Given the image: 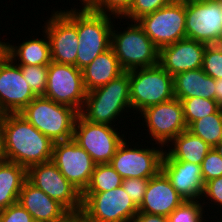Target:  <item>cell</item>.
<instances>
[{
    "instance_id": "9",
    "label": "cell",
    "mask_w": 222,
    "mask_h": 222,
    "mask_svg": "<svg viewBox=\"0 0 222 222\" xmlns=\"http://www.w3.org/2000/svg\"><path fill=\"white\" fill-rule=\"evenodd\" d=\"M106 124H95L78 115L72 139L81 146L96 164L110 163L118 146L126 138L119 129ZM125 136V137H124Z\"/></svg>"
},
{
    "instance_id": "28",
    "label": "cell",
    "mask_w": 222,
    "mask_h": 222,
    "mask_svg": "<svg viewBox=\"0 0 222 222\" xmlns=\"http://www.w3.org/2000/svg\"><path fill=\"white\" fill-rule=\"evenodd\" d=\"M123 178L109 164H96L84 192H106L122 185Z\"/></svg>"
},
{
    "instance_id": "24",
    "label": "cell",
    "mask_w": 222,
    "mask_h": 222,
    "mask_svg": "<svg viewBox=\"0 0 222 222\" xmlns=\"http://www.w3.org/2000/svg\"><path fill=\"white\" fill-rule=\"evenodd\" d=\"M173 84L174 96L179 100L192 97L215 100V79L202 68L176 74L173 76Z\"/></svg>"
},
{
    "instance_id": "10",
    "label": "cell",
    "mask_w": 222,
    "mask_h": 222,
    "mask_svg": "<svg viewBox=\"0 0 222 222\" xmlns=\"http://www.w3.org/2000/svg\"><path fill=\"white\" fill-rule=\"evenodd\" d=\"M127 139L118 146L110 165L123 178H146L156 176L161 171L165 148L161 145L157 148H141L138 144L132 148ZM137 146V147H136ZM139 146V147H138Z\"/></svg>"
},
{
    "instance_id": "20",
    "label": "cell",
    "mask_w": 222,
    "mask_h": 222,
    "mask_svg": "<svg viewBox=\"0 0 222 222\" xmlns=\"http://www.w3.org/2000/svg\"><path fill=\"white\" fill-rule=\"evenodd\" d=\"M18 202L31 214L35 222H65L72 214L57 200L26 180Z\"/></svg>"
},
{
    "instance_id": "8",
    "label": "cell",
    "mask_w": 222,
    "mask_h": 222,
    "mask_svg": "<svg viewBox=\"0 0 222 222\" xmlns=\"http://www.w3.org/2000/svg\"><path fill=\"white\" fill-rule=\"evenodd\" d=\"M146 35L160 49L186 38L185 1L175 0L137 20Z\"/></svg>"
},
{
    "instance_id": "18",
    "label": "cell",
    "mask_w": 222,
    "mask_h": 222,
    "mask_svg": "<svg viewBox=\"0 0 222 222\" xmlns=\"http://www.w3.org/2000/svg\"><path fill=\"white\" fill-rule=\"evenodd\" d=\"M206 44L184 38L159 49V65L171 76L202 68Z\"/></svg>"
},
{
    "instance_id": "17",
    "label": "cell",
    "mask_w": 222,
    "mask_h": 222,
    "mask_svg": "<svg viewBox=\"0 0 222 222\" xmlns=\"http://www.w3.org/2000/svg\"><path fill=\"white\" fill-rule=\"evenodd\" d=\"M44 30L50 42L51 61L76 67L78 32L77 26L61 11L51 13Z\"/></svg>"
},
{
    "instance_id": "26",
    "label": "cell",
    "mask_w": 222,
    "mask_h": 222,
    "mask_svg": "<svg viewBox=\"0 0 222 222\" xmlns=\"http://www.w3.org/2000/svg\"><path fill=\"white\" fill-rule=\"evenodd\" d=\"M27 180V169L17 163L0 160V211L18 202L19 193Z\"/></svg>"
},
{
    "instance_id": "2",
    "label": "cell",
    "mask_w": 222,
    "mask_h": 222,
    "mask_svg": "<svg viewBox=\"0 0 222 222\" xmlns=\"http://www.w3.org/2000/svg\"><path fill=\"white\" fill-rule=\"evenodd\" d=\"M61 11L77 26L79 46L76 67L82 70L99 54L110 48L111 31L115 21L113 19L122 20V18L98 13L90 8H81L80 10V8L73 7L71 10L64 9Z\"/></svg>"
},
{
    "instance_id": "19",
    "label": "cell",
    "mask_w": 222,
    "mask_h": 222,
    "mask_svg": "<svg viewBox=\"0 0 222 222\" xmlns=\"http://www.w3.org/2000/svg\"><path fill=\"white\" fill-rule=\"evenodd\" d=\"M161 171L185 200H201L204 189L201 165L172 159L164 151Z\"/></svg>"
},
{
    "instance_id": "12",
    "label": "cell",
    "mask_w": 222,
    "mask_h": 222,
    "mask_svg": "<svg viewBox=\"0 0 222 222\" xmlns=\"http://www.w3.org/2000/svg\"><path fill=\"white\" fill-rule=\"evenodd\" d=\"M27 180L50 198L57 200L72 215H80L82 194L61 174L52 161L29 167Z\"/></svg>"
},
{
    "instance_id": "34",
    "label": "cell",
    "mask_w": 222,
    "mask_h": 222,
    "mask_svg": "<svg viewBox=\"0 0 222 222\" xmlns=\"http://www.w3.org/2000/svg\"><path fill=\"white\" fill-rule=\"evenodd\" d=\"M133 1L134 0H97L90 9L98 13L122 17L130 9Z\"/></svg>"
},
{
    "instance_id": "33",
    "label": "cell",
    "mask_w": 222,
    "mask_h": 222,
    "mask_svg": "<svg viewBox=\"0 0 222 222\" xmlns=\"http://www.w3.org/2000/svg\"><path fill=\"white\" fill-rule=\"evenodd\" d=\"M202 70L214 79L222 78V52L215 45H207Z\"/></svg>"
},
{
    "instance_id": "40",
    "label": "cell",
    "mask_w": 222,
    "mask_h": 222,
    "mask_svg": "<svg viewBox=\"0 0 222 222\" xmlns=\"http://www.w3.org/2000/svg\"><path fill=\"white\" fill-rule=\"evenodd\" d=\"M215 101L222 108V78L215 79Z\"/></svg>"
},
{
    "instance_id": "6",
    "label": "cell",
    "mask_w": 222,
    "mask_h": 222,
    "mask_svg": "<svg viewBox=\"0 0 222 222\" xmlns=\"http://www.w3.org/2000/svg\"><path fill=\"white\" fill-rule=\"evenodd\" d=\"M130 81L131 110L134 113L143 111L152 105L173 99V76L159 64L148 68L127 71Z\"/></svg>"
},
{
    "instance_id": "44",
    "label": "cell",
    "mask_w": 222,
    "mask_h": 222,
    "mask_svg": "<svg viewBox=\"0 0 222 222\" xmlns=\"http://www.w3.org/2000/svg\"><path fill=\"white\" fill-rule=\"evenodd\" d=\"M213 149L217 151L222 158V140Z\"/></svg>"
},
{
    "instance_id": "11",
    "label": "cell",
    "mask_w": 222,
    "mask_h": 222,
    "mask_svg": "<svg viewBox=\"0 0 222 222\" xmlns=\"http://www.w3.org/2000/svg\"><path fill=\"white\" fill-rule=\"evenodd\" d=\"M143 125L148 129L147 135L151 136L155 145L165 148L175 137L187 130L181 100L173 98L169 101L152 105L141 111ZM144 118V120H143ZM145 123V124H144Z\"/></svg>"
},
{
    "instance_id": "35",
    "label": "cell",
    "mask_w": 222,
    "mask_h": 222,
    "mask_svg": "<svg viewBox=\"0 0 222 222\" xmlns=\"http://www.w3.org/2000/svg\"><path fill=\"white\" fill-rule=\"evenodd\" d=\"M201 173L204 183L222 176V158L213 148L202 161Z\"/></svg>"
},
{
    "instance_id": "4",
    "label": "cell",
    "mask_w": 222,
    "mask_h": 222,
    "mask_svg": "<svg viewBox=\"0 0 222 222\" xmlns=\"http://www.w3.org/2000/svg\"><path fill=\"white\" fill-rule=\"evenodd\" d=\"M19 114L55 143L72 139L79 112L45 96H36Z\"/></svg>"
},
{
    "instance_id": "36",
    "label": "cell",
    "mask_w": 222,
    "mask_h": 222,
    "mask_svg": "<svg viewBox=\"0 0 222 222\" xmlns=\"http://www.w3.org/2000/svg\"><path fill=\"white\" fill-rule=\"evenodd\" d=\"M148 182L149 179L146 178H128L123 179L122 181L121 186L137 207L140 206L144 199V194L146 192Z\"/></svg>"
},
{
    "instance_id": "45",
    "label": "cell",
    "mask_w": 222,
    "mask_h": 222,
    "mask_svg": "<svg viewBox=\"0 0 222 222\" xmlns=\"http://www.w3.org/2000/svg\"><path fill=\"white\" fill-rule=\"evenodd\" d=\"M214 45L222 52V35L217 39Z\"/></svg>"
},
{
    "instance_id": "25",
    "label": "cell",
    "mask_w": 222,
    "mask_h": 222,
    "mask_svg": "<svg viewBox=\"0 0 222 222\" xmlns=\"http://www.w3.org/2000/svg\"><path fill=\"white\" fill-rule=\"evenodd\" d=\"M167 147V150L165 149L164 151L172 159L187 161L197 165L202 164L205 156L212 149L200 137L195 136L188 130L175 137Z\"/></svg>"
},
{
    "instance_id": "38",
    "label": "cell",
    "mask_w": 222,
    "mask_h": 222,
    "mask_svg": "<svg viewBox=\"0 0 222 222\" xmlns=\"http://www.w3.org/2000/svg\"><path fill=\"white\" fill-rule=\"evenodd\" d=\"M0 222H35L31 214L16 202L0 211Z\"/></svg>"
},
{
    "instance_id": "14",
    "label": "cell",
    "mask_w": 222,
    "mask_h": 222,
    "mask_svg": "<svg viewBox=\"0 0 222 222\" xmlns=\"http://www.w3.org/2000/svg\"><path fill=\"white\" fill-rule=\"evenodd\" d=\"M51 161L81 194L85 191L96 163L81 146L73 139L55 142Z\"/></svg>"
},
{
    "instance_id": "22",
    "label": "cell",
    "mask_w": 222,
    "mask_h": 222,
    "mask_svg": "<svg viewBox=\"0 0 222 222\" xmlns=\"http://www.w3.org/2000/svg\"><path fill=\"white\" fill-rule=\"evenodd\" d=\"M124 72L113 49L110 47L82 69L85 90L89 92L104 86Z\"/></svg>"
},
{
    "instance_id": "15",
    "label": "cell",
    "mask_w": 222,
    "mask_h": 222,
    "mask_svg": "<svg viewBox=\"0 0 222 222\" xmlns=\"http://www.w3.org/2000/svg\"><path fill=\"white\" fill-rule=\"evenodd\" d=\"M184 1L186 38L214 45L222 35L220 2Z\"/></svg>"
},
{
    "instance_id": "31",
    "label": "cell",
    "mask_w": 222,
    "mask_h": 222,
    "mask_svg": "<svg viewBox=\"0 0 222 222\" xmlns=\"http://www.w3.org/2000/svg\"><path fill=\"white\" fill-rule=\"evenodd\" d=\"M31 90L36 96H44L47 88L48 65H19Z\"/></svg>"
},
{
    "instance_id": "43",
    "label": "cell",
    "mask_w": 222,
    "mask_h": 222,
    "mask_svg": "<svg viewBox=\"0 0 222 222\" xmlns=\"http://www.w3.org/2000/svg\"><path fill=\"white\" fill-rule=\"evenodd\" d=\"M4 159L3 153V141H2V129H1V122H0V160Z\"/></svg>"
},
{
    "instance_id": "16",
    "label": "cell",
    "mask_w": 222,
    "mask_h": 222,
    "mask_svg": "<svg viewBox=\"0 0 222 222\" xmlns=\"http://www.w3.org/2000/svg\"><path fill=\"white\" fill-rule=\"evenodd\" d=\"M35 97L20 66L3 53L0 56V115L20 113Z\"/></svg>"
},
{
    "instance_id": "46",
    "label": "cell",
    "mask_w": 222,
    "mask_h": 222,
    "mask_svg": "<svg viewBox=\"0 0 222 222\" xmlns=\"http://www.w3.org/2000/svg\"><path fill=\"white\" fill-rule=\"evenodd\" d=\"M3 52H4V42L0 40V56L3 54Z\"/></svg>"
},
{
    "instance_id": "3",
    "label": "cell",
    "mask_w": 222,
    "mask_h": 222,
    "mask_svg": "<svg viewBox=\"0 0 222 222\" xmlns=\"http://www.w3.org/2000/svg\"><path fill=\"white\" fill-rule=\"evenodd\" d=\"M130 109L129 73L124 72L108 84L87 92L79 114L91 123L116 126L113 125L115 121L119 120V117H128L121 115L130 112Z\"/></svg>"
},
{
    "instance_id": "42",
    "label": "cell",
    "mask_w": 222,
    "mask_h": 222,
    "mask_svg": "<svg viewBox=\"0 0 222 222\" xmlns=\"http://www.w3.org/2000/svg\"><path fill=\"white\" fill-rule=\"evenodd\" d=\"M65 222H86L80 215H71Z\"/></svg>"
},
{
    "instance_id": "37",
    "label": "cell",
    "mask_w": 222,
    "mask_h": 222,
    "mask_svg": "<svg viewBox=\"0 0 222 222\" xmlns=\"http://www.w3.org/2000/svg\"><path fill=\"white\" fill-rule=\"evenodd\" d=\"M201 199L208 200L207 202L203 201L204 208L207 207L205 203H214L218 207L222 209V176L218 178H214L209 180L208 182L204 183V189H203V194L201 196ZM211 200V201H210ZM213 202V203H211ZM221 209L219 210L220 213L222 212Z\"/></svg>"
},
{
    "instance_id": "23",
    "label": "cell",
    "mask_w": 222,
    "mask_h": 222,
    "mask_svg": "<svg viewBox=\"0 0 222 222\" xmlns=\"http://www.w3.org/2000/svg\"><path fill=\"white\" fill-rule=\"evenodd\" d=\"M42 32L44 38H30L18 46L4 42L3 53L17 65H49L51 63L50 42L45 30Z\"/></svg>"
},
{
    "instance_id": "47",
    "label": "cell",
    "mask_w": 222,
    "mask_h": 222,
    "mask_svg": "<svg viewBox=\"0 0 222 222\" xmlns=\"http://www.w3.org/2000/svg\"><path fill=\"white\" fill-rule=\"evenodd\" d=\"M200 2H221L222 0H197Z\"/></svg>"
},
{
    "instance_id": "30",
    "label": "cell",
    "mask_w": 222,
    "mask_h": 222,
    "mask_svg": "<svg viewBox=\"0 0 222 222\" xmlns=\"http://www.w3.org/2000/svg\"><path fill=\"white\" fill-rule=\"evenodd\" d=\"M202 200H185L169 215V222H205Z\"/></svg>"
},
{
    "instance_id": "1",
    "label": "cell",
    "mask_w": 222,
    "mask_h": 222,
    "mask_svg": "<svg viewBox=\"0 0 222 222\" xmlns=\"http://www.w3.org/2000/svg\"><path fill=\"white\" fill-rule=\"evenodd\" d=\"M4 160L28 169L52 160L53 142L19 113L0 115Z\"/></svg>"
},
{
    "instance_id": "41",
    "label": "cell",
    "mask_w": 222,
    "mask_h": 222,
    "mask_svg": "<svg viewBox=\"0 0 222 222\" xmlns=\"http://www.w3.org/2000/svg\"><path fill=\"white\" fill-rule=\"evenodd\" d=\"M81 1L82 9H88L91 8L97 0H79Z\"/></svg>"
},
{
    "instance_id": "7",
    "label": "cell",
    "mask_w": 222,
    "mask_h": 222,
    "mask_svg": "<svg viewBox=\"0 0 222 222\" xmlns=\"http://www.w3.org/2000/svg\"><path fill=\"white\" fill-rule=\"evenodd\" d=\"M138 207L122 186L106 192H83L80 216L86 222H132Z\"/></svg>"
},
{
    "instance_id": "27",
    "label": "cell",
    "mask_w": 222,
    "mask_h": 222,
    "mask_svg": "<svg viewBox=\"0 0 222 222\" xmlns=\"http://www.w3.org/2000/svg\"><path fill=\"white\" fill-rule=\"evenodd\" d=\"M187 130L214 148L222 140V108L214 114L192 122Z\"/></svg>"
},
{
    "instance_id": "29",
    "label": "cell",
    "mask_w": 222,
    "mask_h": 222,
    "mask_svg": "<svg viewBox=\"0 0 222 222\" xmlns=\"http://www.w3.org/2000/svg\"><path fill=\"white\" fill-rule=\"evenodd\" d=\"M181 103L187 127L196 120L214 114L220 108L215 100L202 97L182 99Z\"/></svg>"
},
{
    "instance_id": "39",
    "label": "cell",
    "mask_w": 222,
    "mask_h": 222,
    "mask_svg": "<svg viewBox=\"0 0 222 222\" xmlns=\"http://www.w3.org/2000/svg\"><path fill=\"white\" fill-rule=\"evenodd\" d=\"M132 222H169L168 217L138 212Z\"/></svg>"
},
{
    "instance_id": "5",
    "label": "cell",
    "mask_w": 222,
    "mask_h": 222,
    "mask_svg": "<svg viewBox=\"0 0 222 222\" xmlns=\"http://www.w3.org/2000/svg\"><path fill=\"white\" fill-rule=\"evenodd\" d=\"M111 31V48L122 69L127 72L138 68L158 65L159 48L146 35L137 21L124 28V31ZM117 32V33H116Z\"/></svg>"
},
{
    "instance_id": "21",
    "label": "cell",
    "mask_w": 222,
    "mask_h": 222,
    "mask_svg": "<svg viewBox=\"0 0 222 222\" xmlns=\"http://www.w3.org/2000/svg\"><path fill=\"white\" fill-rule=\"evenodd\" d=\"M184 201L185 199L173 188L166 175L160 171L149 179L138 212L168 217Z\"/></svg>"
},
{
    "instance_id": "13",
    "label": "cell",
    "mask_w": 222,
    "mask_h": 222,
    "mask_svg": "<svg viewBox=\"0 0 222 222\" xmlns=\"http://www.w3.org/2000/svg\"><path fill=\"white\" fill-rule=\"evenodd\" d=\"M82 70L74 65L51 61L48 65L47 88L44 96L81 112L86 98Z\"/></svg>"
},
{
    "instance_id": "32",
    "label": "cell",
    "mask_w": 222,
    "mask_h": 222,
    "mask_svg": "<svg viewBox=\"0 0 222 222\" xmlns=\"http://www.w3.org/2000/svg\"><path fill=\"white\" fill-rule=\"evenodd\" d=\"M173 1L175 0H134L130 9L121 18L134 22Z\"/></svg>"
}]
</instances>
